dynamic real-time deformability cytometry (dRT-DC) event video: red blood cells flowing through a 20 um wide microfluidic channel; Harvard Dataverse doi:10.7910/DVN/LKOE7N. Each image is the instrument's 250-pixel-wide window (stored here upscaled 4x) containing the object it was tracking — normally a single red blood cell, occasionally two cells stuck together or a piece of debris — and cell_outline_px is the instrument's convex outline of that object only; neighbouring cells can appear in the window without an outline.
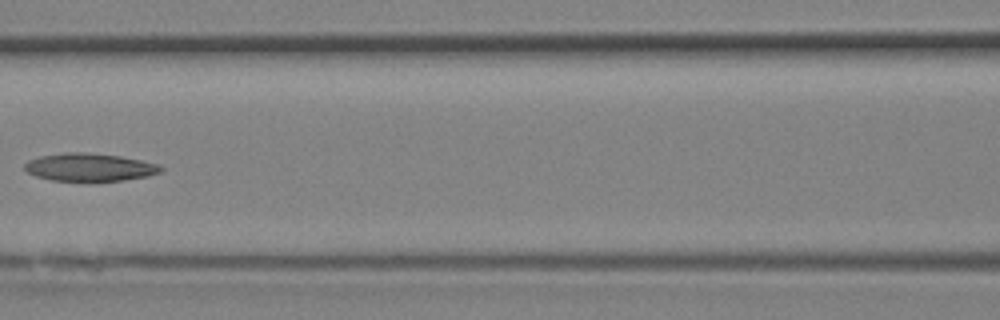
{"species": "Egyptian fruit bat (a non-hibernating species)", "species_latin": "Rousettus aegyptiacus", "temperature_condition": "room temperature", "stored_images_in_passage": 12, "camera_frame_rate_fps": 3000, "um_per_image_px": 0.085, "animal": {"sex": "female"}, "frame": {"image": 1, "passage_image": 6, "time_ms": 1.667, "image_size_px": [1000, 320], "cell_outline_px": [[164, 168], [160, 172], [148, 176], [124, 180], [84, 184], [52, 180], [36, 176], [28, 172], [24, 168], [24, 164], [28, 160], [40, 156], [64, 152], [88, 152], [120, 156], [160, 164]], "centroid_in_image_um": [7.61, 14.25], "position_along_channel_um": 159.0, "area_um2": 23.0}}
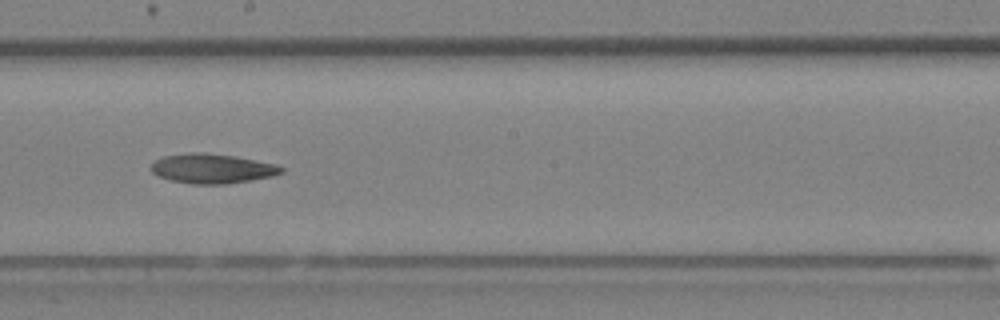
{"frame": {"image": 2, "passage_image": 9, "time_ms": 2.667, "image_size_px": [1000, 320], "cell_outline_px": [[284, 172], [272, 176], [228, 184], [192, 184], [172, 180], [156, 176], [148, 168], [156, 160], [164, 156], [192, 152], [204, 152], [236, 156], [276, 164], [284, 168]], "centroid_in_image_um": [18.02, 14.32], "position_along_channel_um": 230.2, "area_um2": 22.6}}
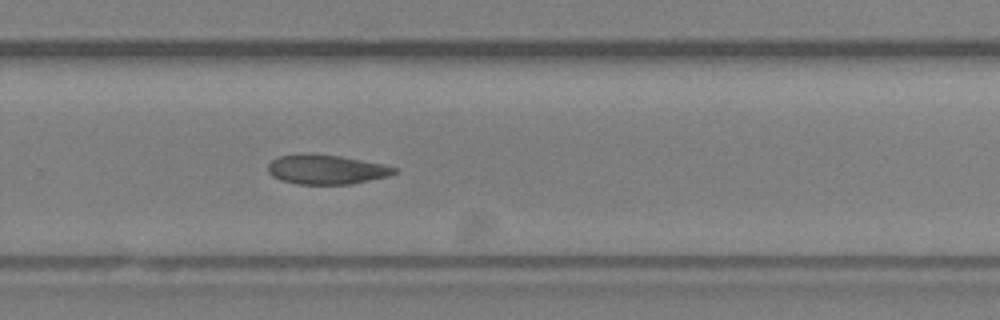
{"frame": {"image": 3, "passage_image": 12, "time_ms": 3.667, "image_size_px": [1000, 320], "cell_outline_px": [[396, 172], [388, 176], [352, 184], [300, 184], [280, 180], [272, 176], [268, 172], [268, 164], [276, 156], [304, 152], [340, 156], [384, 164], [396, 168]], "centroid_in_image_um": [27.69, 14.39], "position_along_channel_um": 302.1, "area_um2": 21.91}}